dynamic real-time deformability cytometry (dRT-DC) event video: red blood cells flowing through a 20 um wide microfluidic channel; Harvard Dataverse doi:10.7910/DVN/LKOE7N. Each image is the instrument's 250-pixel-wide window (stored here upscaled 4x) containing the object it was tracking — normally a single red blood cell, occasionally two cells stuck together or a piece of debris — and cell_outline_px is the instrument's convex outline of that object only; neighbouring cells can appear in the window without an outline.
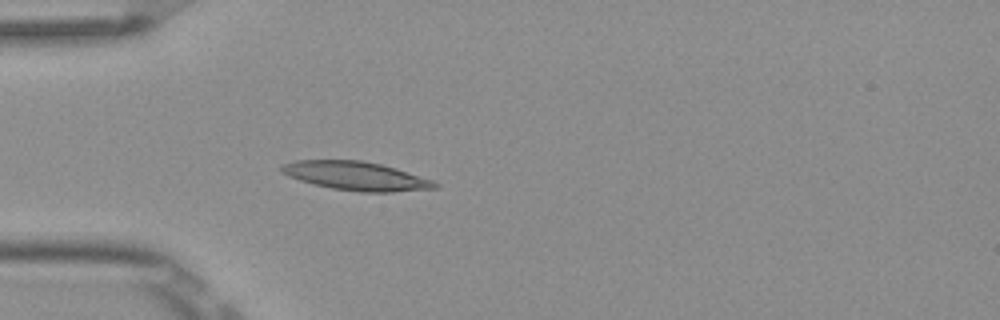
{"species": "Egyptian fruit bat (a non-hibernating species)", "species_latin": "Rousettus aegyptiacus", "temperature_condition": "room temperature", "stored_images_in_passage": 5, "camera_frame_rate_fps": 3000, "um_per_image_px": 0.085, "frame": {"image": 1, "passage_image": 5, "time_ms": 1.333, "image_size_px": [1000, 320], "cell_outline_px": [[440, 188], [392, 192], [360, 192], [332, 188], [300, 180], [288, 176], [280, 168], [280, 164], [296, 160], [360, 160], [380, 164], [396, 168], [432, 180], [440, 184]], "centroid_in_image_um": [30.3, 14.96], "position_along_channel_um": 54.7, "area_um2": 25.55}}